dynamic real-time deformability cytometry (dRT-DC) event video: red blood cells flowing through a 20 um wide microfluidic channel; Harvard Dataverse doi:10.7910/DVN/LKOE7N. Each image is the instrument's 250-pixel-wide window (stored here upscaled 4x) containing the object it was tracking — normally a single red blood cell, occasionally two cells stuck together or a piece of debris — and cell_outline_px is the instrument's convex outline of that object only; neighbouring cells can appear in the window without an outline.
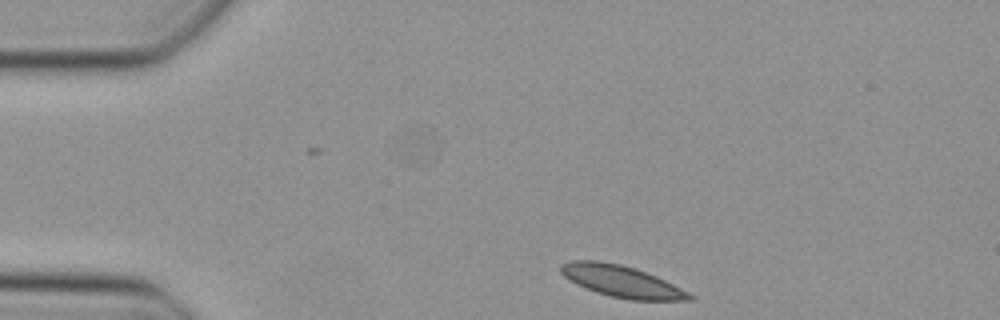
{"species": "Egyptian fruit bat (a non-hibernating species)", "species_latin": "Rousettus aegyptiacus", "temperature_condition": "cold", "stored_images_in_passage": 2, "camera_frame_rate_fps": 3000, "um_per_image_px": 0.085, "animal": {"sex": "female"}, "frame": {"image": 1, "passage_image": 2, "time_ms": 0.333, "image_size_px": [1000, 320], "cell_outline_px": [[696, 300], [628, 300], [596, 292], [576, 284], [568, 280], [560, 272], [560, 264], [572, 260], [596, 260], [620, 264], [636, 268], [656, 276], [696, 296]], "centroid_in_image_um": [52.83, 23.91], "position_along_channel_um": 32.2, "area_um2": 23.76}}